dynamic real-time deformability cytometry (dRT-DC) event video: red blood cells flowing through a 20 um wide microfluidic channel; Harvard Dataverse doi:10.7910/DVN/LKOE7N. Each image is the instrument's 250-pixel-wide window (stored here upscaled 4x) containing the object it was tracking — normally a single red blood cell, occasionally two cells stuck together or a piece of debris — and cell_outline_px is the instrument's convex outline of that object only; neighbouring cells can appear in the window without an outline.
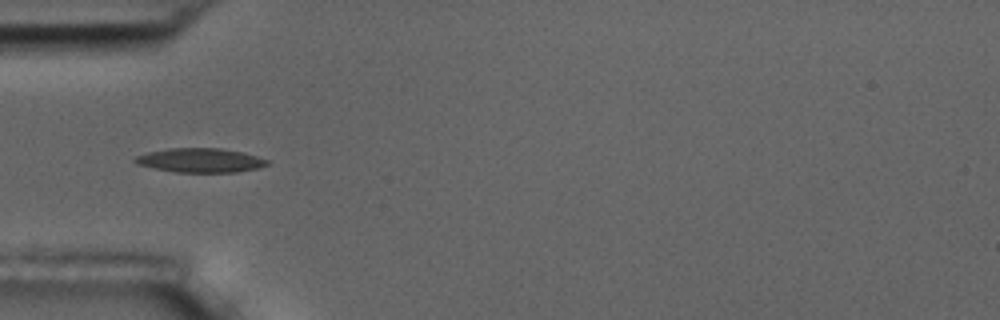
{"species": "common noctule bat (a hibernating species)", "species_latin": "Nyctalus noctula", "temperature_condition": "room temperature", "stored_images_in_passage": 15, "segment_of_instrument_passage": [2, 2], "camera_frame_rate_fps": 3000, "um_per_image_px": 0.085, "animal": {"sex": "male", "body_mass_g": 17.5, "forearm_length_mm": 52.3}, "frame": {"image": 1, "passage_image": 5, "time_ms": 5.667, "image_size_px": [1000, 320], "cell_outline_px": [[268, 164], [260, 168], [236, 172], [176, 172], [136, 164], [132, 160], [136, 156], [148, 152], [168, 148], [220, 148], [240, 152], [256, 156], [268, 160]], "centroid_in_image_um": [17.01, 13.62], "position_along_channel_um": 68.0, "area_um2": 18.5}}
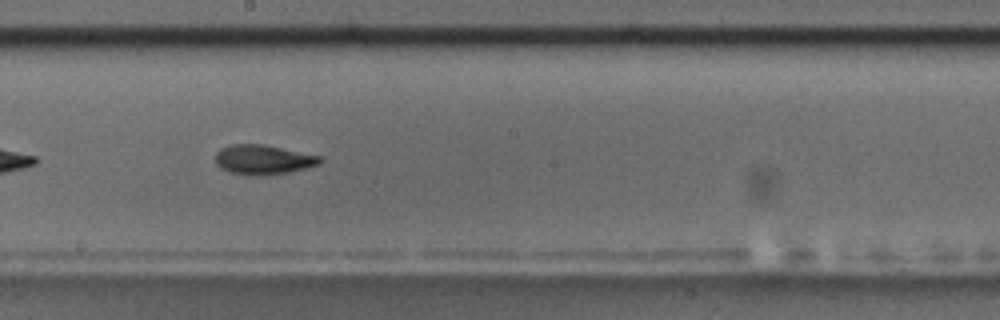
{"frame": {"image": 2, "passage_image": 9, "time_ms": 10.0, "image_size_px": [1000, 320], "cell_outline_px": [[324, 160], [320, 164], [308, 168], [288, 172], [260, 176], [244, 176], [228, 172], [220, 168], [216, 164], [216, 152], [220, 148], [228, 144], [260, 144], [320, 156]], "centroid_in_image_um": [22.33, 13.59], "position_along_channel_um": 225.9, "area_um2": 18.26}}
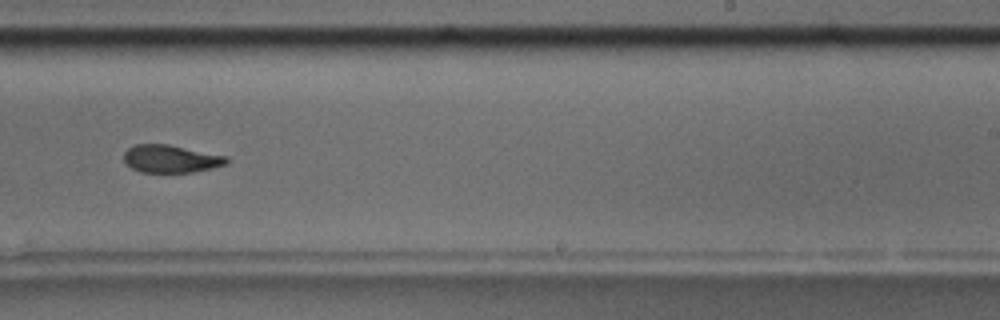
{"frame": {"image": 3, "passage_image": 10, "time_ms": 11.333, "image_size_px": [1000, 320], "cell_outline_px": [[228, 164], [196, 172], [140, 172], [132, 168], [124, 160], [124, 152], [132, 144], [168, 144], [228, 156]], "centroid_in_image_um": [14.54, 13.49], "position_along_channel_um": 274.5, "area_um2": 16.7}}